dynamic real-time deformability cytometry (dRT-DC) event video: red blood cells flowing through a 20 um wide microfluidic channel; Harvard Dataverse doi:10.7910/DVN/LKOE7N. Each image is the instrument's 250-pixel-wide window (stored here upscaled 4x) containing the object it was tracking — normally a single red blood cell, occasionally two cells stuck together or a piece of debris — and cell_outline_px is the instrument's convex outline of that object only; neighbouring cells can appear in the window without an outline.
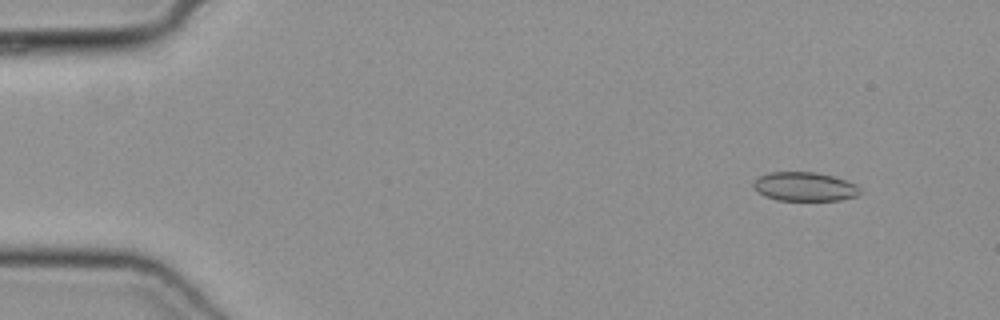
{"species": "common noctule bat (a hibernating species)", "species_latin": "Nyctalus noctula", "temperature_condition": "cold", "stored_images_in_passage": 50, "camera_frame_rate_fps": 3000, "um_per_image_px": 0.085, "animal": {"sex": "female", "body_mass_g": 19.3, "forearm_length_mm": 54.1}, "frame": {"image": 1, "passage_image": 5, "time_ms": 1.333, "image_size_px": [1000, 320], "cell_outline_px": [[864, 192], [856, 196], [840, 200], [776, 200], [764, 196], [756, 192], [752, 188], [752, 184], [760, 176], [772, 172], [812, 172], [832, 176], [856, 184]], "centroid_in_image_um": [68.38, 15.88], "position_along_channel_um": 16.6, "area_um2": 18.03}}
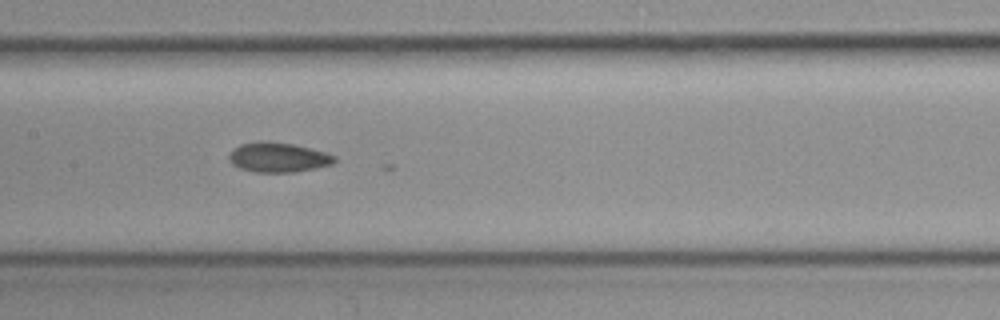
{"frame": {"image": 2, "passage_image": 25, "time_ms": 8.0, "image_size_px": [1000, 320], "cell_outline_px": [[336, 160], [332, 164], [316, 168], [296, 172], [256, 172], [240, 168], [232, 164], [228, 160], [228, 156], [240, 144], [264, 140], [292, 144], [324, 152], [336, 156]], "centroid_in_image_um": [23.64, 13.38], "position_along_channel_um": 183.8, "area_um2": 18.15}}
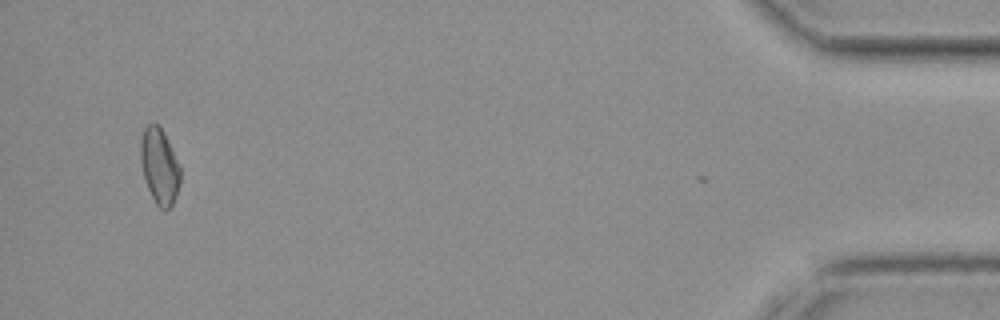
{"frame": {"image": 3, "passage_image": 48, "time_ms": 15.667, "image_size_px": [1000, 320], "cell_outline_px": [[180, 184], [176, 196], [172, 204], [168, 208], [160, 208], [156, 204], [148, 188], [144, 176], [140, 160], [140, 140], [144, 128], [148, 124], [156, 124], [164, 132], [180, 164]], "centroid_in_image_um": [13.56, 14.1], "position_along_channel_um": 421.6, "area_um2": 17.46}}